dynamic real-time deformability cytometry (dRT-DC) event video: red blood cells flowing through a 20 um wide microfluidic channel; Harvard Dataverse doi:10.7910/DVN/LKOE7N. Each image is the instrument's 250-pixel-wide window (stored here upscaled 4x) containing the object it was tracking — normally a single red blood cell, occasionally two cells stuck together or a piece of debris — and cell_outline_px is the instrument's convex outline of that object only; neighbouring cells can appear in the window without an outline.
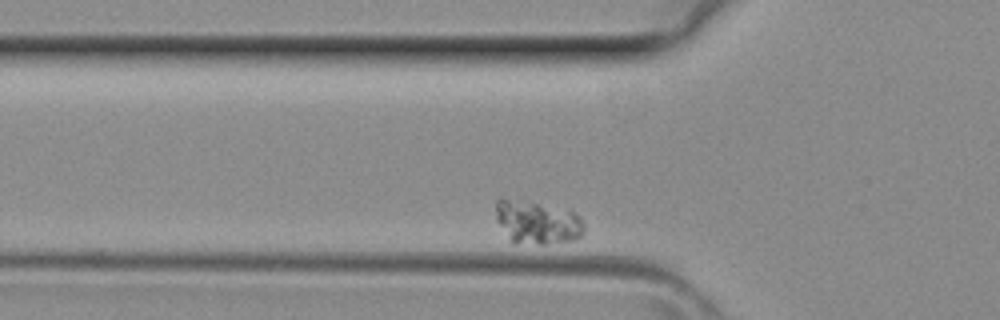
{"species": "common noctule bat (a hibernating species)", "species_latin": "Nyctalus noctula", "temperature_condition": "room temperature", "stored_images_in_passage": 26, "camera_frame_rate_fps": 3000, "um_per_image_px": 0.085, "animal": {"sex": "female", "body_mass_g": 29.2, "forearm_length_mm": 56.3}, "frame": {"image": 1, "passage_image": 3, "time_ms": 0.667, "image_size_px": [1000, 320], "cell_outline_px": [[584, 232], [576, 240], [544, 244], [540, 244], [512, 240], [496, 220], [496, 200], [500, 196], [576, 212], [580, 216], [584, 224]], "centroid_in_image_um": [45.69, 18.87], "position_along_channel_um": 80.1, "area_um2": 21.91}}
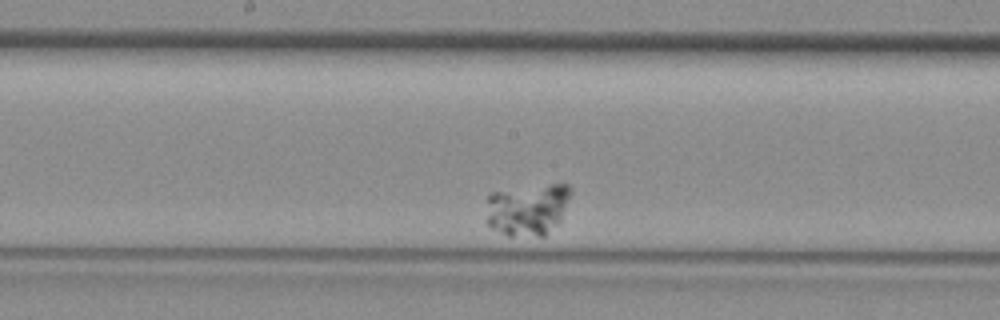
{"frame": {"image": 2, "passage_image": 12, "time_ms": 3.667, "image_size_px": [1000, 320], "cell_outline_px": [[572, 192], [560, 220], [544, 236], [508, 236], [492, 228], [488, 224], [488, 196], [492, 192], [552, 184], [568, 184], [572, 188]], "centroid_in_image_um": [44.88, 17.8], "position_along_channel_um": 203.3, "area_um2": 25.2}}
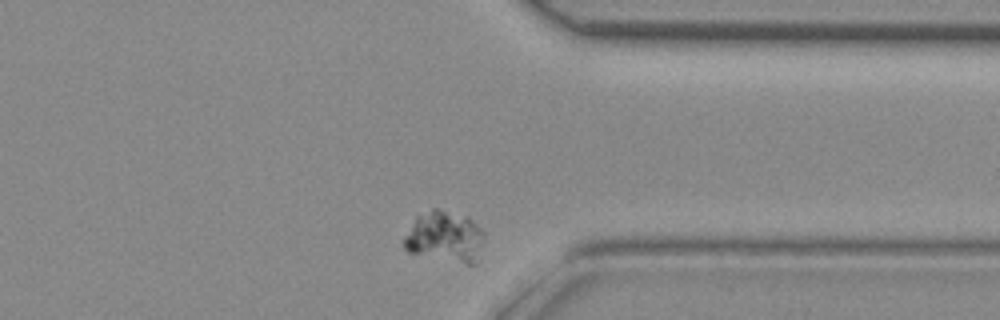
{"frame": {"image": 3, "passage_image": 24, "time_ms": 7.667, "image_size_px": [1000, 320], "cell_outline_px": [[484, 240], [480, 260], [476, 264], [468, 264], [408, 252], [404, 248], [404, 236], [416, 216], [432, 208], [436, 208], [468, 216], [484, 232]], "centroid_in_image_um": [37.85, 20.13], "position_along_channel_um": 373.6, "area_um2": 24.1}}